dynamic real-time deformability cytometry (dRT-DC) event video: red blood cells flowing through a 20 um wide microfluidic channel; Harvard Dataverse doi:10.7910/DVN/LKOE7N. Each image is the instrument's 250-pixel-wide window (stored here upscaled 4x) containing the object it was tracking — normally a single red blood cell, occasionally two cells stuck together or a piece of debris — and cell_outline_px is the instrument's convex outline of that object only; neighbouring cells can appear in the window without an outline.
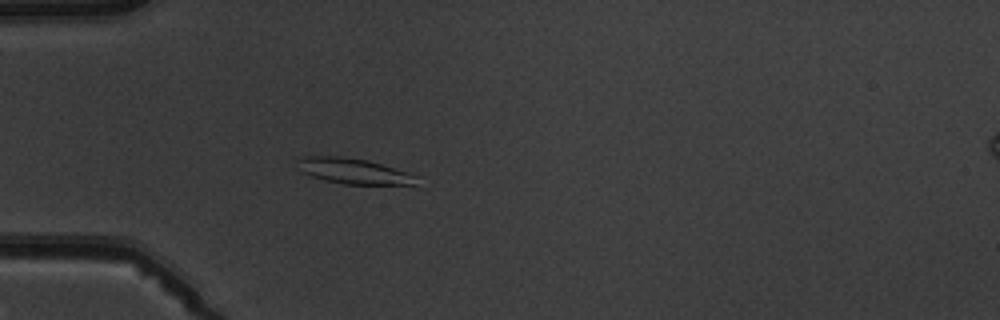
{"species": "common noctule bat (a hibernating species)", "species_latin": "Nyctalus noctula", "temperature_condition": "warm", "stored_images_in_passage": 4, "camera_frame_rate_fps": 3000, "um_per_image_px": 0.085, "animal": {"sex": "male", "body_mass_g": 19.5, "forearm_length_mm": 54.6}, "frame": {"image": 1, "passage_image": 4, "time_ms": 3.667, "image_size_px": [1000, 320], "cell_outline_px": [[420, 176], [412, 184], [344, 184], [324, 180], [300, 172], [296, 160], [300, 156], [340, 156], [368, 160]], "centroid_in_image_um": [29.98, 14.53], "position_along_channel_um": 55.0, "area_um2": 17.69}}